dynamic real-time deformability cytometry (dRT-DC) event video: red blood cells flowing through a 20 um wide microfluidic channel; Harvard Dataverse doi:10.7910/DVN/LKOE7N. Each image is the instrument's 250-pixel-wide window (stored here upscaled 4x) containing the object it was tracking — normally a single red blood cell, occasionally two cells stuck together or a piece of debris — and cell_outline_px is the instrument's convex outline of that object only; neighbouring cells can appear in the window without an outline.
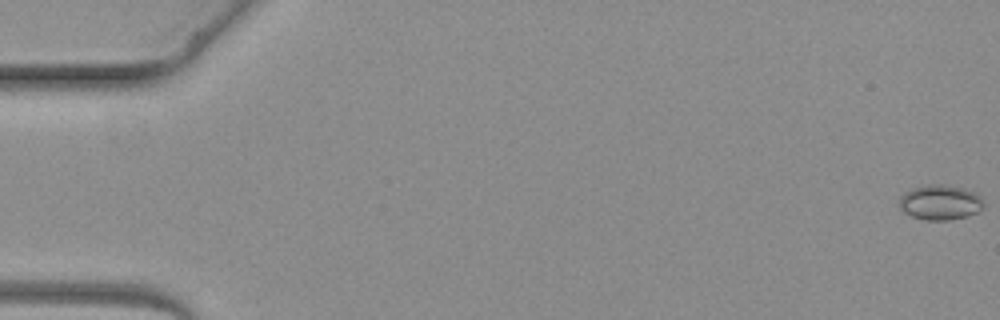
{"species": "common noctule bat (a hibernating species)", "species_latin": "Nyctalus noctula", "temperature_condition": "warm", "stored_images_in_passage": 4, "camera_frame_rate_fps": 3000, "um_per_image_px": 0.085, "animal": {"sex": "female", "body_mass_g": 19.3, "forearm_length_mm": 54.1}, "frame": {"image": 1, "passage_image": 1, "time_ms": 0.0, "image_size_px": [1000, 320], "cell_outline_px": [[984, 204], [976, 212], [968, 216], [948, 220], [924, 220], [912, 216], [904, 212], [900, 208], [900, 196], [904, 192], [912, 188], [936, 184], [940, 184], [960, 188], [976, 192], [980, 196]], "centroid_in_image_um": [79.9, 17.21], "position_along_channel_um": 5.1, "area_um2": 16.99}}
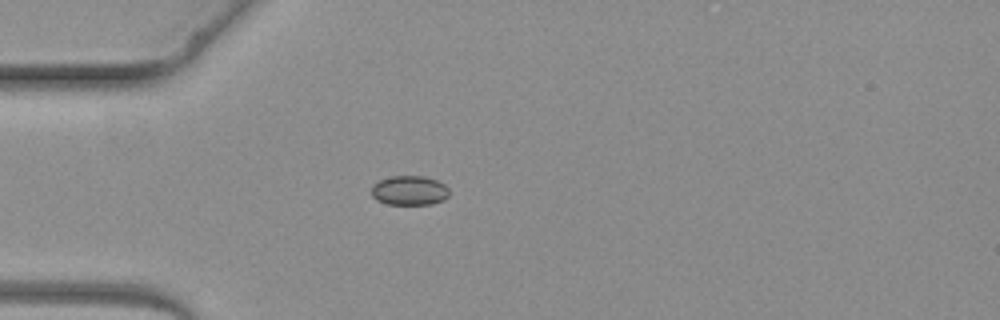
{"frame": {"image": 2, "passage_image": 4, "time_ms": 4.0, "image_size_px": [1000, 320], "cell_outline_px": [[448, 196], [444, 200], [432, 204], [388, 204], [376, 200], [372, 196], [372, 184], [380, 180], [392, 176], [424, 176], [436, 180], [444, 184], [448, 188]], "centroid_in_image_um": [34.8, 16.19], "position_along_channel_um": 50.2, "area_um2": 13.35}}